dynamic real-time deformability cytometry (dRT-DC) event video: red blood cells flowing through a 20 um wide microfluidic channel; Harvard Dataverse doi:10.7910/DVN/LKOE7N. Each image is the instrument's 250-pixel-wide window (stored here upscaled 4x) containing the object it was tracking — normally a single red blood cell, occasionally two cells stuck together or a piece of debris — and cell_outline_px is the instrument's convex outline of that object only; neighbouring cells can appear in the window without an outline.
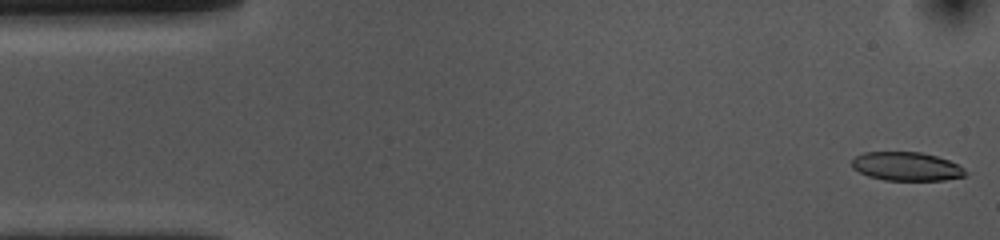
{"species": "common noctule bat (a hibernating species)", "species_latin": "Nyctalus noctula", "temperature_condition": "cold", "stored_images_in_passage": 3, "camera_frame_rate_fps": 3000, "um_per_image_px": 0.085, "animal": {"sex": "female", "body_mass_g": 10.0, "forearm_length_mm": 53.1}, "frame": {"image": 1, "passage_image": 1, "time_ms": 0.0, "image_size_px": [1000, 240], "cell_outline_px": [[968, 172], [964, 176], [944, 180], [884, 180], [868, 176], [852, 168], [852, 160], [856, 156], [864, 152], [920, 152], [936, 156], [948, 160], [964, 168]], "centroid_in_image_um": [77.05, 14.15], "position_along_channel_um": 8.0, "area_um2": 18.9}}